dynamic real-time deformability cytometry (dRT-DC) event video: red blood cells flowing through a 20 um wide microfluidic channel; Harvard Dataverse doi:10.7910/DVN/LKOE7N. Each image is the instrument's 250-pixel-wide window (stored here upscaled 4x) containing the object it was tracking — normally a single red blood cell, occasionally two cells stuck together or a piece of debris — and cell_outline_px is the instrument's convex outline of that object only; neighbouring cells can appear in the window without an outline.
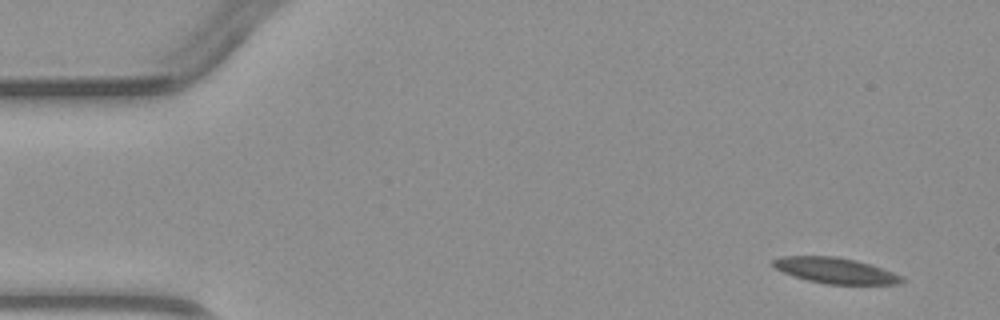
{"species": "common noctule bat (a hibernating species)", "species_latin": "Nyctalus noctula", "temperature_condition": "warm", "stored_images_in_passage": 4, "camera_frame_rate_fps": 3000, "um_per_image_px": 0.085, "animal": {"sex": "male", "body_mass_g": 23.1, "forearm_length_mm": 52.7}, "frame": {"image": 1, "passage_image": 1, "time_ms": 0.0, "image_size_px": [1000, 320], "cell_outline_px": [[904, 280], [900, 284], [828, 284], [808, 280], [784, 272], [776, 268], [772, 264], [772, 260], [784, 256], [836, 256], [856, 260], [892, 272], [900, 276]], "centroid_in_image_um": [70.99, 22.99], "position_along_channel_um": 14.0, "area_um2": 18.9}}
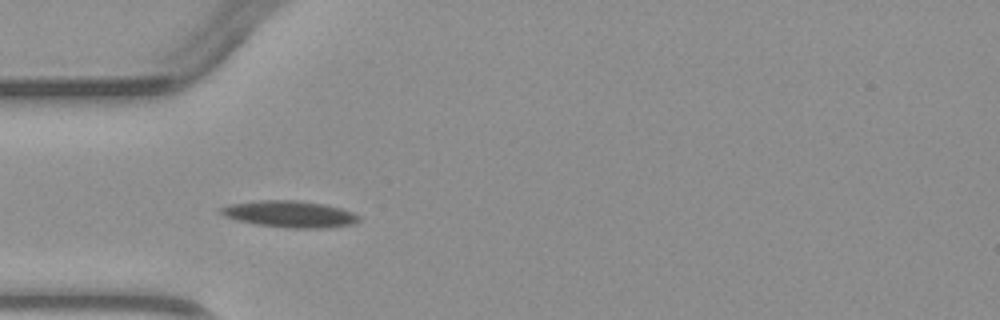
{"frame": {"image": 2, "passage_image": 4, "time_ms": 3.667, "image_size_px": [1000, 320], "cell_outline_px": [[360, 220], [352, 224], [328, 228], [288, 228], [256, 224], [236, 220], [224, 216], [220, 212], [220, 208], [232, 204], [260, 200], [296, 200], [324, 204], [340, 208], [352, 212], [360, 216]], "centroid_in_image_um": [24.65, 18.2], "position_along_channel_um": 60.4, "area_um2": 21.33}}